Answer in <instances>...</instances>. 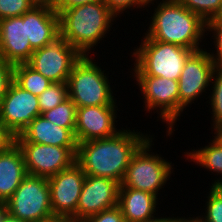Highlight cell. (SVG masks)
Listing matches in <instances>:
<instances>
[{
  "label": "cell",
  "instance_id": "6",
  "mask_svg": "<svg viewBox=\"0 0 222 222\" xmlns=\"http://www.w3.org/2000/svg\"><path fill=\"white\" fill-rule=\"evenodd\" d=\"M5 203L9 214L26 222H42L54 217L45 177L27 175Z\"/></svg>",
  "mask_w": 222,
  "mask_h": 222
},
{
  "label": "cell",
  "instance_id": "41",
  "mask_svg": "<svg viewBox=\"0 0 222 222\" xmlns=\"http://www.w3.org/2000/svg\"><path fill=\"white\" fill-rule=\"evenodd\" d=\"M171 221V219L170 218H161V219H159V218H155V219H148V220H145V221H142V222H170Z\"/></svg>",
  "mask_w": 222,
  "mask_h": 222
},
{
  "label": "cell",
  "instance_id": "15",
  "mask_svg": "<svg viewBox=\"0 0 222 222\" xmlns=\"http://www.w3.org/2000/svg\"><path fill=\"white\" fill-rule=\"evenodd\" d=\"M115 105L76 108L75 137L77 143L113 137L115 130Z\"/></svg>",
  "mask_w": 222,
  "mask_h": 222
},
{
  "label": "cell",
  "instance_id": "39",
  "mask_svg": "<svg viewBox=\"0 0 222 222\" xmlns=\"http://www.w3.org/2000/svg\"><path fill=\"white\" fill-rule=\"evenodd\" d=\"M170 222H204V220H203V218L202 219L201 218L200 219L199 218H196V219L194 218L192 220L191 219H189V220L188 219H183V218L182 219L181 218L180 219H175V218L172 219L171 218Z\"/></svg>",
  "mask_w": 222,
  "mask_h": 222
},
{
  "label": "cell",
  "instance_id": "22",
  "mask_svg": "<svg viewBox=\"0 0 222 222\" xmlns=\"http://www.w3.org/2000/svg\"><path fill=\"white\" fill-rule=\"evenodd\" d=\"M41 115L50 122L60 127L68 128L73 133L75 132L76 105L69 97L55 108L43 112Z\"/></svg>",
  "mask_w": 222,
  "mask_h": 222
},
{
  "label": "cell",
  "instance_id": "27",
  "mask_svg": "<svg viewBox=\"0 0 222 222\" xmlns=\"http://www.w3.org/2000/svg\"><path fill=\"white\" fill-rule=\"evenodd\" d=\"M36 4V0H0V20L21 16Z\"/></svg>",
  "mask_w": 222,
  "mask_h": 222
},
{
  "label": "cell",
  "instance_id": "36",
  "mask_svg": "<svg viewBox=\"0 0 222 222\" xmlns=\"http://www.w3.org/2000/svg\"><path fill=\"white\" fill-rule=\"evenodd\" d=\"M215 133L217 136H215V141H217L222 146V123L215 125Z\"/></svg>",
  "mask_w": 222,
  "mask_h": 222
},
{
  "label": "cell",
  "instance_id": "1",
  "mask_svg": "<svg viewBox=\"0 0 222 222\" xmlns=\"http://www.w3.org/2000/svg\"><path fill=\"white\" fill-rule=\"evenodd\" d=\"M136 133L123 130L113 137L78 143L76 163L86 175L121 184L133 154L149 139Z\"/></svg>",
  "mask_w": 222,
  "mask_h": 222
},
{
  "label": "cell",
  "instance_id": "21",
  "mask_svg": "<svg viewBox=\"0 0 222 222\" xmlns=\"http://www.w3.org/2000/svg\"><path fill=\"white\" fill-rule=\"evenodd\" d=\"M13 81L26 91L39 96L52 83L27 63L14 65Z\"/></svg>",
  "mask_w": 222,
  "mask_h": 222
},
{
  "label": "cell",
  "instance_id": "3",
  "mask_svg": "<svg viewBox=\"0 0 222 222\" xmlns=\"http://www.w3.org/2000/svg\"><path fill=\"white\" fill-rule=\"evenodd\" d=\"M59 17L60 36L86 56V52L106 33L115 15L104 1H97L64 9Z\"/></svg>",
  "mask_w": 222,
  "mask_h": 222
},
{
  "label": "cell",
  "instance_id": "8",
  "mask_svg": "<svg viewBox=\"0 0 222 222\" xmlns=\"http://www.w3.org/2000/svg\"><path fill=\"white\" fill-rule=\"evenodd\" d=\"M82 55L61 36L33 51L27 64L52 83L67 82Z\"/></svg>",
  "mask_w": 222,
  "mask_h": 222
},
{
  "label": "cell",
  "instance_id": "42",
  "mask_svg": "<svg viewBox=\"0 0 222 222\" xmlns=\"http://www.w3.org/2000/svg\"><path fill=\"white\" fill-rule=\"evenodd\" d=\"M54 0H36L37 3H50L52 4Z\"/></svg>",
  "mask_w": 222,
  "mask_h": 222
},
{
  "label": "cell",
  "instance_id": "34",
  "mask_svg": "<svg viewBox=\"0 0 222 222\" xmlns=\"http://www.w3.org/2000/svg\"><path fill=\"white\" fill-rule=\"evenodd\" d=\"M15 143V135L0 121V152Z\"/></svg>",
  "mask_w": 222,
  "mask_h": 222
},
{
  "label": "cell",
  "instance_id": "29",
  "mask_svg": "<svg viewBox=\"0 0 222 222\" xmlns=\"http://www.w3.org/2000/svg\"><path fill=\"white\" fill-rule=\"evenodd\" d=\"M79 222H126L120 207L117 205L113 208L97 213L96 215L83 218Z\"/></svg>",
  "mask_w": 222,
  "mask_h": 222
},
{
  "label": "cell",
  "instance_id": "17",
  "mask_svg": "<svg viewBox=\"0 0 222 222\" xmlns=\"http://www.w3.org/2000/svg\"><path fill=\"white\" fill-rule=\"evenodd\" d=\"M60 36V17L50 3H37L26 12V37L33 50Z\"/></svg>",
  "mask_w": 222,
  "mask_h": 222
},
{
  "label": "cell",
  "instance_id": "37",
  "mask_svg": "<svg viewBox=\"0 0 222 222\" xmlns=\"http://www.w3.org/2000/svg\"><path fill=\"white\" fill-rule=\"evenodd\" d=\"M207 23H222V4L220 6L219 11L215 14V16Z\"/></svg>",
  "mask_w": 222,
  "mask_h": 222
},
{
  "label": "cell",
  "instance_id": "11",
  "mask_svg": "<svg viewBox=\"0 0 222 222\" xmlns=\"http://www.w3.org/2000/svg\"><path fill=\"white\" fill-rule=\"evenodd\" d=\"M85 178L86 174L76 162L47 178L54 216L72 217L76 213Z\"/></svg>",
  "mask_w": 222,
  "mask_h": 222
},
{
  "label": "cell",
  "instance_id": "14",
  "mask_svg": "<svg viewBox=\"0 0 222 222\" xmlns=\"http://www.w3.org/2000/svg\"><path fill=\"white\" fill-rule=\"evenodd\" d=\"M120 183L114 179L86 175L72 216L78 221L118 205Z\"/></svg>",
  "mask_w": 222,
  "mask_h": 222
},
{
  "label": "cell",
  "instance_id": "24",
  "mask_svg": "<svg viewBox=\"0 0 222 222\" xmlns=\"http://www.w3.org/2000/svg\"><path fill=\"white\" fill-rule=\"evenodd\" d=\"M68 98L67 82L51 83L49 87L38 96L41 114L62 103Z\"/></svg>",
  "mask_w": 222,
  "mask_h": 222
},
{
  "label": "cell",
  "instance_id": "31",
  "mask_svg": "<svg viewBox=\"0 0 222 222\" xmlns=\"http://www.w3.org/2000/svg\"><path fill=\"white\" fill-rule=\"evenodd\" d=\"M152 0H104L105 5L109 10L116 16L121 11L123 12L126 8H129L133 5L145 6Z\"/></svg>",
  "mask_w": 222,
  "mask_h": 222
},
{
  "label": "cell",
  "instance_id": "25",
  "mask_svg": "<svg viewBox=\"0 0 222 222\" xmlns=\"http://www.w3.org/2000/svg\"><path fill=\"white\" fill-rule=\"evenodd\" d=\"M181 5L200 16L206 23L219 11L222 0H177Z\"/></svg>",
  "mask_w": 222,
  "mask_h": 222
},
{
  "label": "cell",
  "instance_id": "13",
  "mask_svg": "<svg viewBox=\"0 0 222 222\" xmlns=\"http://www.w3.org/2000/svg\"><path fill=\"white\" fill-rule=\"evenodd\" d=\"M215 63L210 53L194 51L186 60L184 68L178 79L180 111L193 101L213 81L216 75L213 70Z\"/></svg>",
  "mask_w": 222,
  "mask_h": 222
},
{
  "label": "cell",
  "instance_id": "20",
  "mask_svg": "<svg viewBox=\"0 0 222 222\" xmlns=\"http://www.w3.org/2000/svg\"><path fill=\"white\" fill-rule=\"evenodd\" d=\"M157 196L129 187L119 188L118 206L126 222H142L151 219L155 212Z\"/></svg>",
  "mask_w": 222,
  "mask_h": 222
},
{
  "label": "cell",
  "instance_id": "7",
  "mask_svg": "<svg viewBox=\"0 0 222 222\" xmlns=\"http://www.w3.org/2000/svg\"><path fill=\"white\" fill-rule=\"evenodd\" d=\"M150 138L133 154L120 187H129L157 195L171 174V163L147 153Z\"/></svg>",
  "mask_w": 222,
  "mask_h": 222
},
{
  "label": "cell",
  "instance_id": "19",
  "mask_svg": "<svg viewBox=\"0 0 222 222\" xmlns=\"http://www.w3.org/2000/svg\"><path fill=\"white\" fill-rule=\"evenodd\" d=\"M27 175L24 156L16 142L0 152V201L5 203Z\"/></svg>",
  "mask_w": 222,
  "mask_h": 222
},
{
  "label": "cell",
  "instance_id": "33",
  "mask_svg": "<svg viewBox=\"0 0 222 222\" xmlns=\"http://www.w3.org/2000/svg\"><path fill=\"white\" fill-rule=\"evenodd\" d=\"M97 1H104V0H54L52 3V7L59 14L64 9H69L74 6L85 5Z\"/></svg>",
  "mask_w": 222,
  "mask_h": 222
},
{
  "label": "cell",
  "instance_id": "38",
  "mask_svg": "<svg viewBox=\"0 0 222 222\" xmlns=\"http://www.w3.org/2000/svg\"><path fill=\"white\" fill-rule=\"evenodd\" d=\"M2 222H26L17 217L12 216L8 212L5 214Z\"/></svg>",
  "mask_w": 222,
  "mask_h": 222
},
{
  "label": "cell",
  "instance_id": "35",
  "mask_svg": "<svg viewBox=\"0 0 222 222\" xmlns=\"http://www.w3.org/2000/svg\"><path fill=\"white\" fill-rule=\"evenodd\" d=\"M42 222H79V221L73 217L54 216L53 218H50Z\"/></svg>",
  "mask_w": 222,
  "mask_h": 222
},
{
  "label": "cell",
  "instance_id": "23",
  "mask_svg": "<svg viewBox=\"0 0 222 222\" xmlns=\"http://www.w3.org/2000/svg\"><path fill=\"white\" fill-rule=\"evenodd\" d=\"M210 145L196 152L188 153V157H191L197 164L222 174V146L215 140Z\"/></svg>",
  "mask_w": 222,
  "mask_h": 222
},
{
  "label": "cell",
  "instance_id": "30",
  "mask_svg": "<svg viewBox=\"0 0 222 222\" xmlns=\"http://www.w3.org/2000/svg\"><path fill=\"white\" fill-rule=\"evenodd\" d=\"M14 65L0 57V104L13 81Z\"/></svg>",
  "mask_w": 222,
  "mask_h": 222
},
{
  "label": "cell",
  "instance_id": "18",
  "mask_svg": "<svg viewBox=\"0 0 222 222\" xmlns=\"http://www.w3.org/2000/svg\"><path fill=\"white\" fill-rule=\"evenodd\" d=\"M15 142L78 147L75 134L70 129L60 127L42 115L34 118L19 135L15 136Z\"/></svg>",
  "mask_w": 222,
  "mask_h": 222
},
{
  "label": "cell",
  "instance_id": "26",
  "mask_svg": "<svg viewBox=\"0 0 222 222\" xmlns=\"http://www.w3.org/2000/svg\"><path fill=\"white\" fill-rule=\"evenodd\" d=\"M212 185L204 222H222V180Z\"/></svg>",
  "mask_w": 222,
  "mask_h": 222
},
{
  "label": "cell",
  "instance_id": "40",
  "mask_svg": "<svg viewBox=\"0 0 222 222\" xmlns=\"http://www.w3.org/2000/svg\"><path fill=\"white\" fill-rule=\"evenodd\" d=\"M6 213H7L6 203L0 201V222L3 221V218Z\"/></svg>",
  "mask_w": 222,
  "mask_h": 222
},
{
  "label": "cell",
  "instance_id": "2",
  "mask_svg": "<svg viewBox=\"0 0 222 222\" xmlns=\"http://www.w3.org/2000/svg\"><path fill=\"white\" fill-rule=\"evenodd\" d=\"M155 12L147 37L194 51L201 50L198 41L207 29V23L200 16L177 0L163 1Z\"/></svg>",
  "mask_w": 222,
  "mask_h": 222
},
{
  "label": "cell",
  "instance_id": "16",
  "mask_svg": "<svg viewBox=\"0 0 222 222\" xmlns=\"http://www.w3.org/2000/svg\"><path fill=\"white\" fill-rule=\"evenodd\" d=\"M33 51L26 37V12L0 20V57L16 65L27 63Z\"/></svg>",
  "mask_w": 222,
  "mask_h": 222
},
{
  "label": "cell",
  "instance_id": "9",
  "mask_svg": "<svg viewBox=\"0 0 222 222\" xmlns=\"http://www.w3.org/2000/svg\"><path fill=\"white\" fill-rule=\"evenodd\" d=\"M28 175L49 178L76 162L77 147H60L37 143H17Z\"/></svg>",
  "mask_w": 222,
  "mask_h": 222
},
{
  "label": "cell",
  "instance_id": "12",
  "mask_svg": "<svg viewBox=\"0 0 222 222\" xmlns=\"http://www.w3.org/2000/svg\"><path fill=\"white\" fill-rule=\"evenodd\" d=\"M137 82L145 97L146 107L148 109L159 107L162 110L161 117L170 125L168 135L171 134L173 123L180 116L178 80L137 76Z\"/></svg>",
  "mask_w": 222,
  "mask_h": 222
},
{
  "label": "cell",
  "instance_id": "5",
  "mask_svg": "<svg viewBox=\"0 0 222 222\" xmlns=\"http://www.w3.org/2000/svg\"><path fill=\"white\" fill-rule=\"evenodd\" d=\"M67 85L68 97L76 108L115 104L108 79L87 55L73 66Z\"/></svg>",
  "mask_w": 222,
  "mask_h": 222
},
{
  "label": "cell",
  "instance_id": "10",
  "mask_svg": "<svg viewBox=\"0 0 222 222\" xmlns=\"http://www.w3.org/2000/svg\"><path fill=\"white\" fill-rule=\"evenodd\" d=\"M40 115L38 96L12 81L0 104V121L17 136Z\"/></svg>",
  "mask_w": 222,
  "mask_h": 222
},
{
  "label": "cell",
  "instance_id": "32",
  "mask_svg": "<svg viewBox=\"0 0 222 222\" xmlns=\"http://www.w3.org/2000/svg\"><path fill=\"white\" fill-rule=\"evenodd\" d=\"M207 28L212 29L216 34V47H217V55L216 57L213 54H210L213 62L216 66H222V23H207Z\"/></svg>",
  "mask_w": 222,
  "mask_h": 222
},
{
  "label": "cell",
  "instance_id": "28",
  "mask_svg": "<svg viewBox=\"0 0 222 222\" xmlns=\"http://www.w3.org/2000/svg\"><path fill=\"white\" fill-rule=\"evenodd\" d=\"M213 72H216L213 94L211 97L212 112L214 115L215 125L222 123V66H215Z\"/></svg>",
  "mask_w": 222,
  "mask_h": 222
},
{
  "label": "cell",
  "instance_id": "4",
  "mask_svg": "<svg viewBox=\"0 0 222 222\" xmlns=\"http://www.w3.org/2000/svg\"><path fill=\"white\" fill-rule=\"evenodd\" d=\"M136 52L135 76L178 80L188 57L194 52L176 44L163 43L145 36Z\"/></svg>",
  "mask_w": 222,
  "mask_h": 222
}]
</instances>
